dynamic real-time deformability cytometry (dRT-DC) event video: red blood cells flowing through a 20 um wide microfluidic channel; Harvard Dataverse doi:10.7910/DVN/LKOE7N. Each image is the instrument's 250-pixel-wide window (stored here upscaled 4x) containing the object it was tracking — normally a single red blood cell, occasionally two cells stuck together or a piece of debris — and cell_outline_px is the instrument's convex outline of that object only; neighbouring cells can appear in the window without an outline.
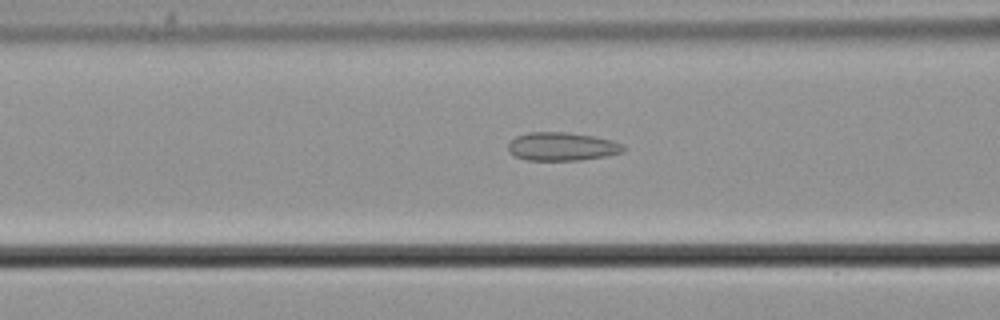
{"species": "common noctule bat (a hibernating species)", "species_latin": "Nyctalus noctula", "temperature_condition": "cold", "stored_images_in_passage": 56, "camera_frame_rate_fps": 3000, "um_per_image_px": 0.085, "animal": {"sex": "male", "body_mass_g": 21.5, "forearm_length_mm": 52.0}, "frame": {"image": 1, "passage_image": 23, "time_ms": 7.333, "image_size_px": [1000, 320], "cell_outline_px": [[628, 148], [624, 152], [608, 156], [580, 160], [528, 160], [516, 156], [508, 152], [508, 144], [516, 136], [528, 132], [568, 132], [596, 136], [612, 140], [624, 144]], "centroid_in_image_um": [47.84, 12.45], "position_along_channel_um": 118.8, "area_um2": 19.36}}
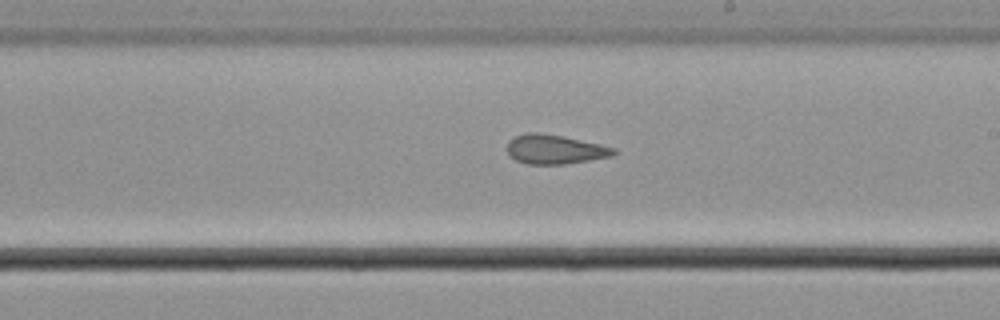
{"frame": {"image": 2, "passage_image": 33, "time_ms": 10.667, "image_size_px": [1000, 320], "cell_outline_px": [[616, 152], [612, 156], [564, 164], [528, 164], [516, 160], [508, 152], [508, 140], [516, 136], [528, 132], [536, 132], [564, 136], [600, 144], [616, 148]], "centroid_in_image_um": [47.17, 12.68], "position_along_channel_um": 241.8, "area_um2": 18.03}}
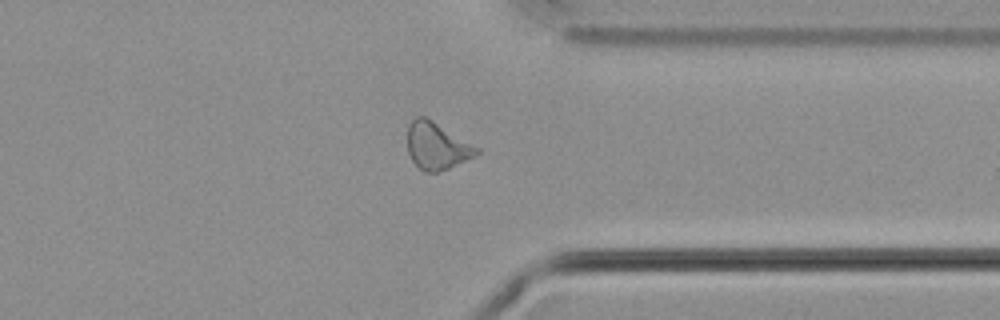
{"frame": {"image": 3, "passage_image": 44, "time_ms": 14.333, "image_size_px": [1000, 320], "cell_outline_px": [[480, 152], [476, 156], [440, 172], [424, 172], [412, 160], [408, 152], [408, 124], [416, 116], [424, 116], [432, 120], [480, 148]], "centroid_in_image_um": [37.14, 12.41], "position_along_channel_um": 374.3, "area_um2": 18.96}, "authors_computed_cell_mechanics": {"area_um2": 19.941, "velocity_mm_per_s": 3.7047, "shape_relaxation_time_tau1_ms": 9.9901, "shape_relaxation_time_tau2_ms": 3.679, "deformation_change_tau1": 0.119, "deformation_change_tau2": 0.1095}}